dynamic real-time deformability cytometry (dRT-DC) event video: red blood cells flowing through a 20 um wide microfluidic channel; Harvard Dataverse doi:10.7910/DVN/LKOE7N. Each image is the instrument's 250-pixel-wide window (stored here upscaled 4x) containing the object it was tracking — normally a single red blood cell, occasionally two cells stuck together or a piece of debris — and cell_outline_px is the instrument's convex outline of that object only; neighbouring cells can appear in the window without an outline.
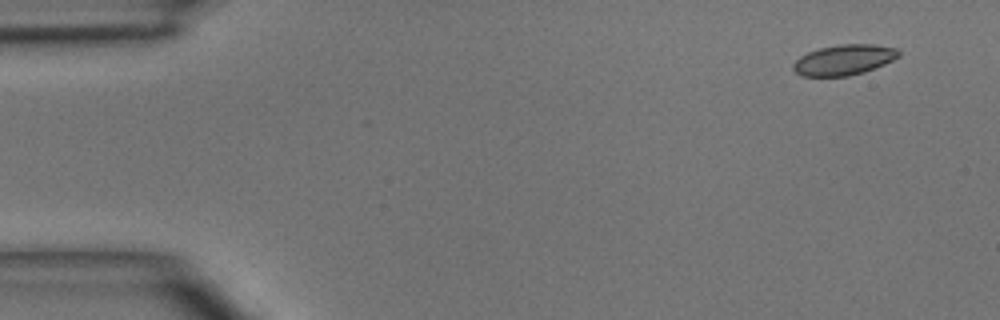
{"species": "common noctule bat (a hibernating species)", "species_latin": "Nyctalus noctula", "temperature_condition": "room temperature", "stored_images_in_passage": 4, "segment_of_instrument_passage": [2, 2], "camera_frame_rate_fps": 3000, "um_per_image_px": 0.085, "animal": {"sex": "male", "body_mass_g": 15.6}, "frame": {"image": 1, "passage_image": 4, "time_ms": 4.333, "image_size_px": [1000, 320], "cell_outline_px": [[900, 56], [884, 64], [864, 72], [848, 76], [800, 76], [792, 68], [792, 64], [800, 56], [808, 52], [820, 48], [840, 44], [872, 44], [896, 48], [900, 52]], "centroid_in_image_um": [71.72, 5.09], "position_along_channel_um": 13.3, "area_um2": 18.67}}